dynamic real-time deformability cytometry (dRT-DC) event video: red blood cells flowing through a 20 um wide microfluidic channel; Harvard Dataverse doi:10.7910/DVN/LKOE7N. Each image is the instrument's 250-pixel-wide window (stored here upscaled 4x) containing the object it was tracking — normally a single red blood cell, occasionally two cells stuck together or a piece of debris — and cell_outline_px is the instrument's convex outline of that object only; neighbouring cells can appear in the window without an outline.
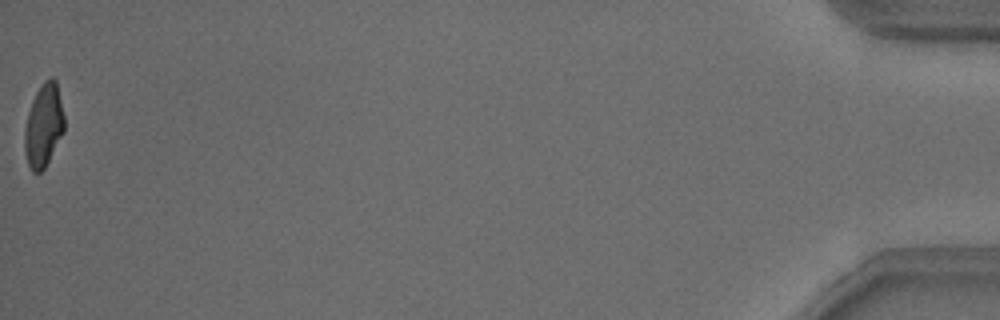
{"species": "common noctule bat (a hibernating species)", "species_latin": "Nyctalus noctula", "temperature_condition": "warm", "stored_images_in_passage": 51, "camera_frame_rate_fps": 3000, "um_per_image_px": 0.085, "animal": {"sex": "male", "body_mass_g": 18.8}, "frame": {"image": 1, "passage_image": 51, "time_ms": 16.667, "image_size_px": [1000, 320], "cell_outline_px": [[64, 132], [44, 168], [40, 172], [32, 172], [28, 164], [24, 152], [24, 128], [28, 112], [32, 100], [40, 84], [44, 80], [52, 76], [56, 80], [64, 116]], "centroid_in_image_um": [3.69, 10.64], "position_along_channel_um": 431.5, "area_um2": 19.31}, "authors_computed_cell_mechanics": {"area_um2": 20.5768, "velocity_mm_per_s": 3.8282, "shape_relaxation_time_tau1_ms": 4.1194, "shape_relaxation_time_tau2_ms": 1.2312, "deformation_change_tau1": 0.1489, "deformation_change_tau2": 0.0684}}